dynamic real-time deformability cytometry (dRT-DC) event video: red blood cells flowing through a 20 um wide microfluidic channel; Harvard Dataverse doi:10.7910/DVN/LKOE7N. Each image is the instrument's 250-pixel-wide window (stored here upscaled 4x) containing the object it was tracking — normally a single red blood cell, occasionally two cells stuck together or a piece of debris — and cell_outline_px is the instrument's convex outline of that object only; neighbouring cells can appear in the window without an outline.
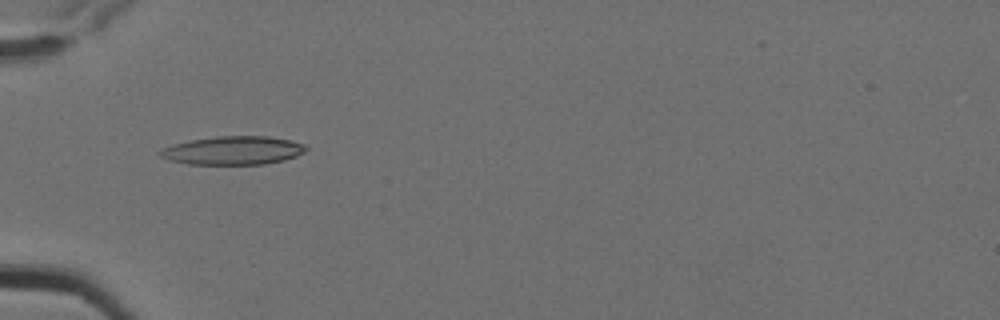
{"species": "Egyptian fruit bat (a non-hibernating species)", "species_latin": "Rousettus aegyptiacus", "temperature_condition": "cold", "stored_images_in_passage": 2, "camera_frame_rate_fps": 3000, "um_per_image_px": 0.085, "animal": {"sex": "female"}, "frame": {"image": 1, "passage_image": 1, "time_ms": 0.0, "image_size_px": [1000, 320], "cell_outline_px": [[308, 148], [304, 152], [296, 156], [284, 160], [264, 164], [188, 164], [172, 160], [160, 156], [156, 152], [172, 144], [192, 140], [216, 136], [268, 136], [292, 140], [304, 144]], "centroid_in_image_um": [19.83, 12.78], "position_along_channel_um": 65.2, "area_um2": 24.16}}
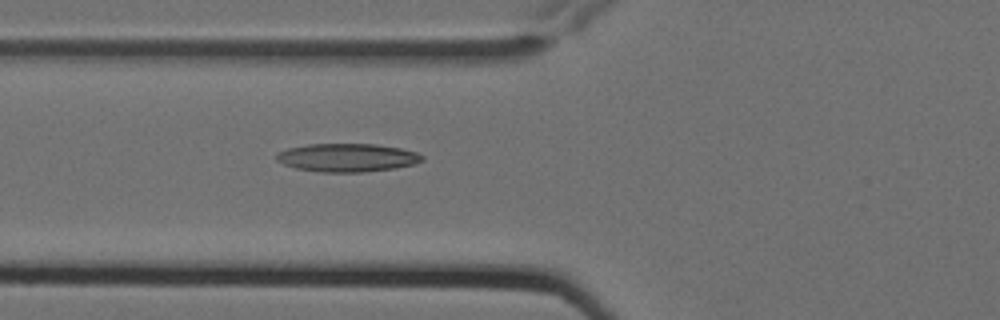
{"frame": {"image": 2, "passage_image": 2, "time_ms": 0.333, "image_size_px": [1000, 320], "cell_outline_px": [[424, 160], [412, 164], [396, 168], [364, 172], [320, 172], [296, 168], [284, 164], [276, 160], [276, 156], [280, 152], [288, 148], [308, 144], [376, 144], [400, 148], [416, 152], [424, 156]], "centroid_in_image_um": [29.53, 13.4], "position_along_channel_um": 96.3, "area_um2": 23.93}}